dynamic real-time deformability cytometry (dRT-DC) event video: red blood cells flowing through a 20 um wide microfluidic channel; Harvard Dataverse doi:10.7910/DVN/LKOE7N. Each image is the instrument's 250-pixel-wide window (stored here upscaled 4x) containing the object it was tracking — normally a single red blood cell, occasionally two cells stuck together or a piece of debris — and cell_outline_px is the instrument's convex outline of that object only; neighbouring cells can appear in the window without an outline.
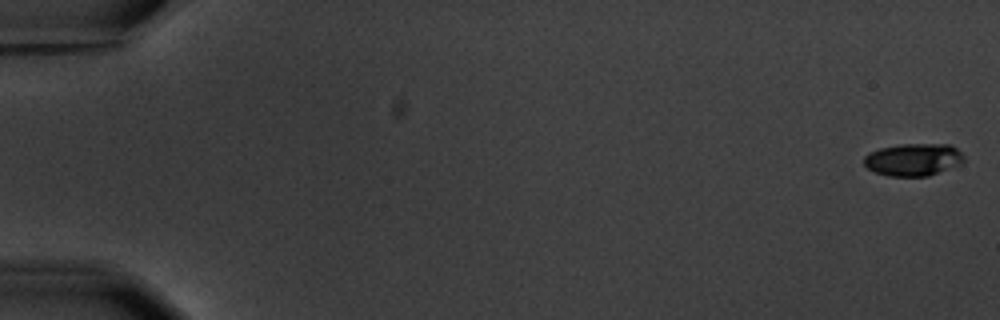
{"species": "common noctule bat (a hibernating species)", "species_latin": "Nyctalus noctula", "temperature_condition": "warm", "stored_images_in_passage": 5, "camera_frame_rate_fps": 3000, "um_per_image_px": 0.085, "animal": {"sex": "male", "body_mass_g": 20.1, "forearm_length_mm": 53.5}, "frame": {"image": 1, "passage_image": 1, "time_ms": 0.0, "image_size_px": [1000, 320], "cell_outline_px": [[964, 160], [960, 164], [928, 176], [888, 176], [876, 172], [868, 168], [864, 164], [864, 156], [868, 152], [880, 148], [900, 144], [952, 144], [964, 156]], "centroid_in_image_um": [77.62, 13.55], "position_along_channel_um": 7.4, "area_um2": 18.9}}
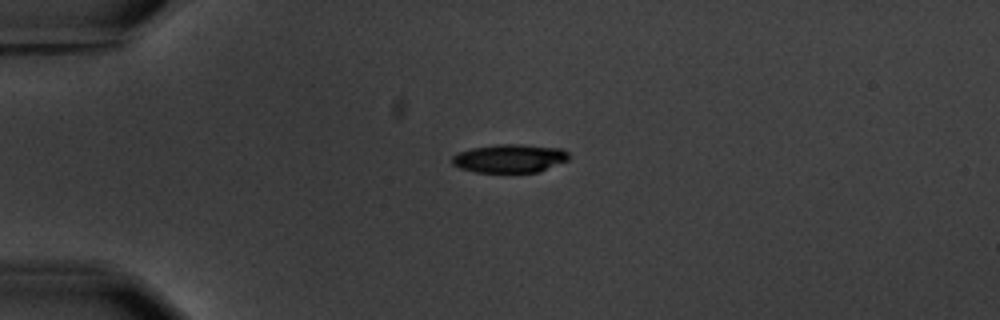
{"frame": {"image": 2, "passage_image": 5, "time_ms": 4.667, "image_size_px": [1000, 320], "cell_outline_px": [[572, 156], [568, 160], [536, 172], [476, 172], [460, 168], [452, 164], [452, 156], [456, 152], [472, 148], [496, 144], [520, 144], [564, 148]], "centroid_in_image_um": [43.33, 13.45], "position_along_channel_um": 41.7, "area_um2": 19.48}}